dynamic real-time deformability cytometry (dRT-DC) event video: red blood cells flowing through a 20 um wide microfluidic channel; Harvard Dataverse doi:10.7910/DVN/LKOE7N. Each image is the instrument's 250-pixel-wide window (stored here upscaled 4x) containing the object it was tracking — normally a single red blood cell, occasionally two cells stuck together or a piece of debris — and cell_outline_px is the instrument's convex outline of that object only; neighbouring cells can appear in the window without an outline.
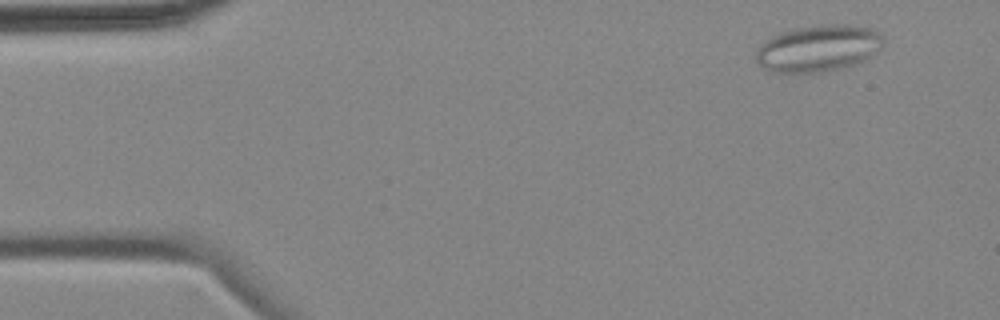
{"species": "common noctule bat (a hibernating species)", "species_latin": "Nyctalus noctula", "temperature_condition": "cold", "stored_images_in_passage": 6, "camera_frame_rate_fps": 3000, "um_per_image_px": 0.085, "animal": {"sex": "female", "body_mass_g": 18.4}, "frame": {"image": 1, "passage_image": 2, "time_ms": 1.333, "image_size_px": [1000, 320], "cell_outline_px": [[884, 44], [880, 52], [856, 64], [828, 72], [772, 72], [764, 68], [756, 60], [756, 48], [768, 36], [792, 28], [816, 24], [856, 24], [872, 28], [880, 32], [884, 36]], "centroid_in_image_um": [69.6, 4.08], "position_along_channel_um": 15.4, "area_um2": 35.72}}